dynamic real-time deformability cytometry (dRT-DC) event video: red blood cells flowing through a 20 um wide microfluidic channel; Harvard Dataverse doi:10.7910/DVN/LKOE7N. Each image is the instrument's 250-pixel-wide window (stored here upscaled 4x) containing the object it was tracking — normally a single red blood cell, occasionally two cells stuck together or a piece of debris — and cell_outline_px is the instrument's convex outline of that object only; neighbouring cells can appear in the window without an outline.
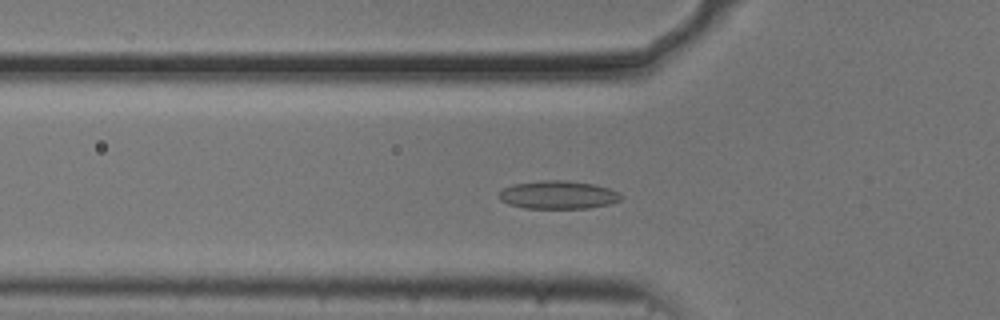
{"species": "common noctule bat (a hibernating species)", "species_latin": "Nyctalus noctula", "temperature_condition": "cold", "stored_images_in_passage": 55, "camera_frame_rate_fps": 3000, "um_per_image_px": 0.085, "animal": {"sex": "male", "body_mass_g": 20.5, "forearm_length_mm": 52.5}, "frame": {"image": 1, "passage_image": 19, "time_ms": 6.0, "image_size_px": [1000, 320], "cell_outline_px": [[624, 196], [620, 200], [612, 204], [588, 208], [524, 208], [508, 204], [500, 200], [500, 192], [504, 188], [512, 184], [540, 180], [568, 180], [596, 184], [620, 192]], "centroid_in_image_um": [47.49, 16.55], "position_along_channel_um": 78.3, "area_um2": 20.29}}
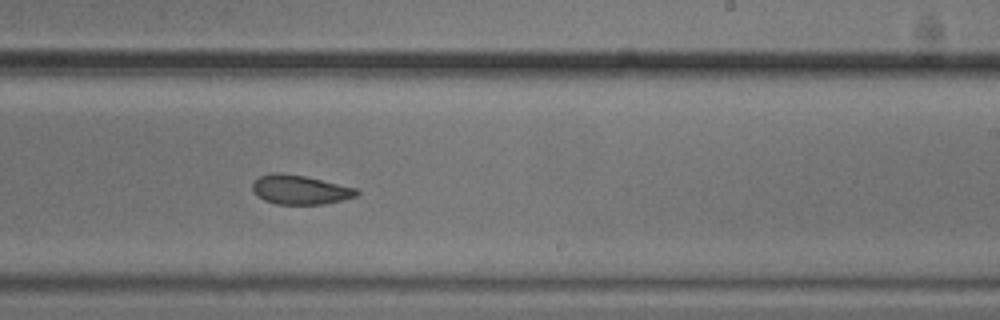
{"frame": {"image": 2, "passage_image": 34, "time_ms": 11.0, "image_size_px": [1000, 320], "cell_outline_px": [[360, 192], [356, 196], [324, 204], [276, 204], [264, 200], [256, 196], [252, 188], [252, 184], [260, 176], [272, 172], [284, 172], [304, 176], [356, 188]], "centroid_in_image_um": [25.46, 16.12], "position_along_channel_um": 263.5, "area_um2": 17.69}}
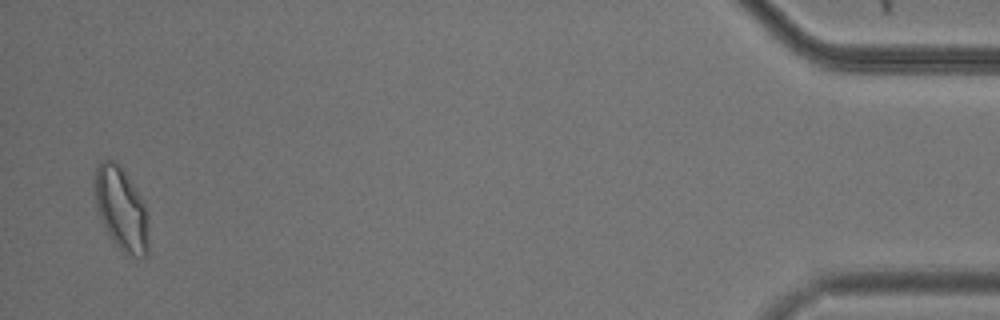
{"frame": {"image": 3, "passage_image": 54, "time_ms": 17.667, "image_size_px": [1000, 320], "cell_outline_px": [[148, 252], [144, 256], [132, 256], [124, 252], [112, 240], [100, 216], [96, 204], [96, 168], [100, 160], [116, 160], [120, 164], [140, 196], [144, 204], [148, 216]], "centroid_in_image_um": [10.34, 17.74], "position_along_channel_um": 424.9, "area_um2": 25.61}, "authors_computed_cell_mechanics": {"area_um2": 19.8832, "velocity_mm_per_s": 3.6864, "shape_relaxation_time_tau1_ms": null, "shape_relaxation_time_tau2_ms": 7.2305, "deformation_change_tau1": null, "deformation_change_tau2": 0.1199}}